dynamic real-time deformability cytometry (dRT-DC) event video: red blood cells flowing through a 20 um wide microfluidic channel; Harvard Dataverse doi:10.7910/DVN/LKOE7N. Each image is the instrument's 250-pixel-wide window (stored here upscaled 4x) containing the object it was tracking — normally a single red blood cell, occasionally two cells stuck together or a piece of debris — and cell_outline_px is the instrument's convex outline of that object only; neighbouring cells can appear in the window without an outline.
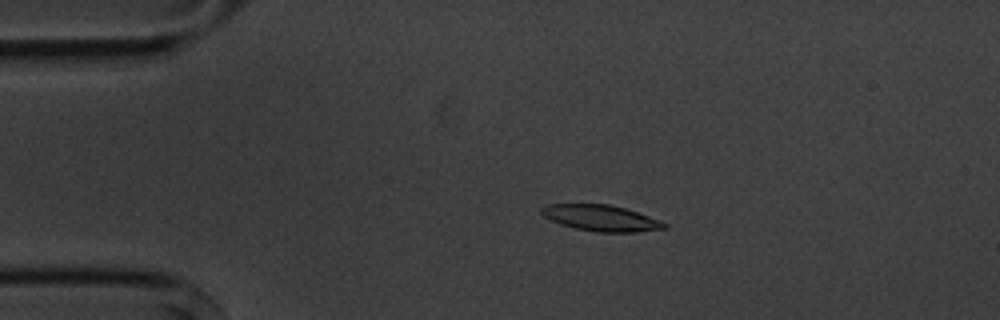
{"species": "common noctule bat (a hibernating species)", "species_latin": "Nyctalus noctula", "temperature_condition": "cold", "stored_images_in_passage": 4, "camera_frame_rate_fps": 3000, "um_per_image_px": 0.085, "animal": {"sex": "male", "body_mass_g": 20.1, "forearm_length_mm": 53.5}, "frame": {"image": 1, "passage_image": 3, "time_ms": 2.667, "image_size_px": [1000, 320], "cell_outline_px": [[668, 228], [636, 232], [596, 232], [576, 228], [560, 224], [544, 216], [540, 212], [540, 208], [548, 204], [608, 204], [624, 208], [648, 216], [668, 224]], "centroid_in_image_um": [51.08, 18.53], "position_along_channel_um": 33.9, "area_um2": 18.5}}